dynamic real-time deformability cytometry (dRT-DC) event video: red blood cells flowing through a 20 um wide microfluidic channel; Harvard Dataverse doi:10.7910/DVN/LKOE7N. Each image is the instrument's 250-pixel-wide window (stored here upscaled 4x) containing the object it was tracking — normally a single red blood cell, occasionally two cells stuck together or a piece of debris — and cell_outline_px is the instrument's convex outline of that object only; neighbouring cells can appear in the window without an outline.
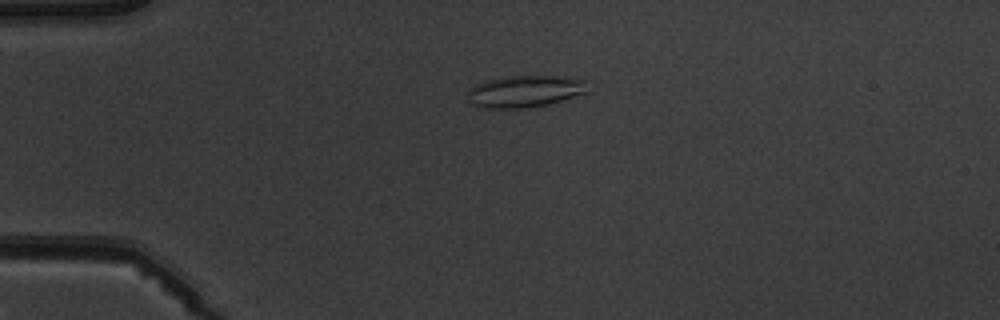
{"species": "common noctule bat (a hibernating species)", "species_latin": "Nyctalus noctula", "temperature_condition": "warm", "stored_images_in_passage": 5, "camera_frame_rate_fps": 3000, "um_per_image_px": 0.085, "animal": {"sex": "male", "body_mass_g": 19.5, "forearm_length_mm": 54.6}, "frame": {"image": 1, "passage_image": 4, "time_ms": 3.667, "image_size_px": [1000, 320], "cell_outline_px": [[592, 80], [588, 92], [548, 104], [528, 108], [480, 108], [472, 104], [468, 92], [468, 88], [484, 80], [504, 76], [564, 76]], "centroid_in_image_um": [44.69, 7.74], "position_along_channel_um": 40.3, "area_um2": 22.83}}